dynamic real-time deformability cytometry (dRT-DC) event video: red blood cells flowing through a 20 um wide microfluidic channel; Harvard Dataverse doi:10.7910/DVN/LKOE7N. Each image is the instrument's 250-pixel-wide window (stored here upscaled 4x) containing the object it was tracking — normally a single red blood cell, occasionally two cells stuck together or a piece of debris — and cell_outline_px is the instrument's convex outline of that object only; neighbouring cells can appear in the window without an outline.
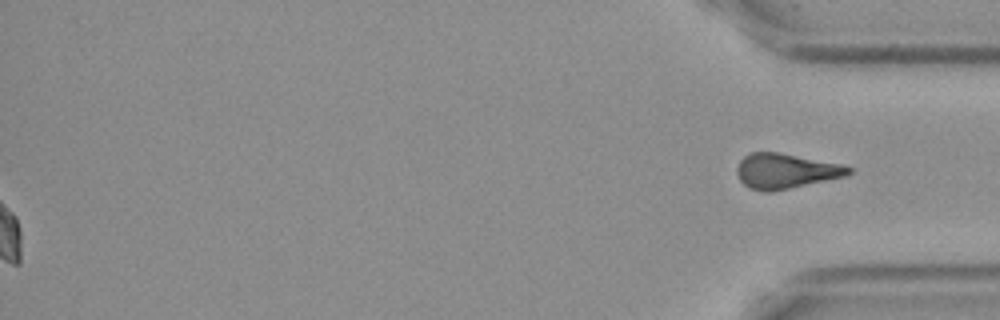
{"species": "Egyptian fruit bat (a non-hibernating species)", "species_latin": "Rousettus aegyptiacus", "temperature_condition": "cold", "stored_images_in_passage": 56, "segment_of_instrument_passage": [2, 2], "camera_frame_rate_fps": 3000, "um_per_image_px": 0.085, "frame": {"image": 1, "passage_image": 56, "time_ms": 18.333, "image_size_px": [1000, 320], "cell_outline_px": [[852, 172], [844, 176], [772, 192], [764, 192], [748, 188], [740, 180], [736, 172], [736, 168], [740, 160], [744, 156], [752, 152], [776, 152], [844, 164], [852, 168]], "centroid_in_image_um": [66.76, 14.54], "position_along_channel_um": 368.4, "area_um2": 22.77}}